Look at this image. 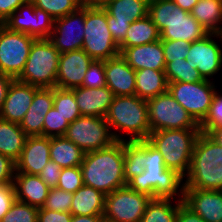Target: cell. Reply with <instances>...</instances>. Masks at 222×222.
<instances>
[{
	"mask_svg": "<svg viewBox=\"0 0 222 222\" xmlns=\"http://www.w3.org/2000/svg\"><path fill=\"white\" fill-rule=\"evenodd\" d=\"M83 184L105 195L127 185L124 176V141L87 152L80 165Z\"/></svg>",
	"mask_w": 222,
	"mask_h": 222,
	"instance_id": "6da1fadb",
	"label": "cell"
},
{
	"mask_svg": "<svg viewBox=\"0 0 222 222\" xmlns=\"http://www.w3.org/2000/svg\"><path fill=\"white\" fill-rule=\"evenodd\" d=\"M105 120L116 141L147 140L150 134L147 101L137 95L115 96Z\"/></svg>",
	"mask_w": 222,
	"mask_h": 222,
	"instance_id": "7a4b0ae2",
	"label": "cell"
},
{
	"mask_svg": "<svg viewBox=\"0 0 222 222\" xmlns=\"http://www.w3.org/2000/svg\"><path fill=\"white\" fill-rule=\"evenodd\" d=\"M184 188L222 191V146L207 133L195 142Z\"/></svg>",
	"mask_w": 222,
	"mask_h": 222,
	"instance_id": "3957f363",
	"label": "cell"
},
{
	"mask_svg": "<svg viewBox=\"0 0 222 222\" xmlns=\"http://www.w3.org/2000/svg\"><path fill=\"white\" fill-rule=\"evenodd\" d=\"M148 16L157 26L161 40L194 42L209 33L191 15L172 0H149Z\"/></svg>",
	"mask_w": 222,
	"mask_h": 222,
	"instance_id": "277c9868",
	"label": "cell"
},
{
	"mask_svg": "<svg viewBox=\"0 0 222 222\" xmlns=\"http://www.w3.org/2000/svg\"><path fill=\"white\" fill-rule=\"evenodd\" d=\"M201 129H171L151 132L147 141L164 158L165 166L183 178L188 174L195 142Z\"/></svg>",
	"mask_w": 222,
	"mask_h": 222,
	"instance_id": "5b68a950",
	"label": "cell"
},
{
	"mask_svg": "<svg viewBox=\"0 0 222 222\" xmlns=\"http://www.w3.org/2000/svg\"><path fill=\"white\" fill-rule=\"evenodd\" d=\"M60 54L49 39H36L17 80L39 88L56 87Z\"/></svg>",
	"mask_w": 222,
	"mask_h": 222,
	"instance_id": "8992f818",
	"label": "cell"
},
{
	"mask_svg": "<svg viewBox=\"0 0 222 222\" xmlns=\"http://www.w3.org/2000/svg\"><path fill=\"white\" fill-rule=\"evenodd\" d=\"M145 171L132 177L127 186L153 199L183 200L184 178L167 167H144Z\"/></svg>",
	"mask_w": 222,
	"mask_h": 222,
	"instance_id": "52a82bcc",
	"label": "cell"
},
{
	"mask_svg": "<svg viewBox=\"0 0 222 222\" xmlns=\"http://www.w3.org/2000/svg\"><path fill=\"white\" fill-rule=\"evenodd\" d=\"M93 60L105 61L120 54L108 27L102 7H86L85 33L82 48Z\"/></svg>",
	"mask_w": 222,
	"mask_h": 222,
	"instance_id": "ba28073f",
	"label": "cell"
},
{
	"mask_svg": "<svg viewBox=\"0 0 222 222\" xmlns=\"http://www.w3.org/2000/svg\"><path fill=\"white\" fill-rule=\"evenodd\" d=\"M150 133L171 129H200L199 124L167 91L147 101Z\"/></svg>",
	"mask_w": 222,
	"mask_h": 222,
	"instance_id": "9c48e42d",
	"label": "cell"
},
{
	"mask_svg": "<svg viewBox=\"0 0 222 222\" xmlns=\"http://www.w3.org/2000/svg\"><path fill=\"white\" fill-rule=\"evenodd\" d=\"M219 82L168 83V92L200 124L207 116Z\"/></svg>",
	"mask_w": 222,
	"mask_h": 222,
	"instance_id": "30bf717a",
	"label": "cell"
},
{
	"mask_svg": "<svg viewBox=\"0 0 222 222\" xmlns=\"http://www.w3.org/2000/svg\"><path fill=\"white\" fill-rule=\"evenodd\" d=\"M65 137L85 153L107 148L116 142L105 118L97 116L81 115L69 124Z\"/></svg>",
	"mask_w": 222,
	"mask_h": 222,
	"instance_id": "8fae6325",
	"label": "cell"
},
{
	"mask_svg": "<svg viewBox=\"0 0 222 222\" xmlns=\"http://www.w3.org/2000/svg\"><path fill=\"white\" fill-rule=\"evenodd\" d=\"M152 199L126 185L106 194L103 217L114 222H141Z\"/></svg>",
	"mask_w": 222,
	"mask_h": 222,
	"instance_id": "7c38bea8",
	"label": "cell"
},
{
	"mask_svg": "<svg viewBox=\"0 0 222 222\" xmlns=\"http://www.w3.org/2000/svg\"><path fill=\"white\" fill-rule=\"evenodd\" d=\"M36 38L9 30H0V72L17 79L24 70L31 46Z\"/></svg>",
	"mask_w": 222,
	"mask_h": 222,
	"instance_id": "4fadbf2b",
	"label": "cell"
},
{
	"mask_svg": "<svg viewBox=\"0 0 222 222\" xmlns=\"http://www.w3.org/2000/svg\"><path fill=\"white\" fill-rule=\"evenodd\" d=\"M222 34L209 33L202 39L190 43L187 61H191L205 80L216 82L222 72ZM221 70V71H220Z\"/></svg>",
	"mask_w": 222,
	"mask_h": 222,
	"instance_id": "5bb4252c",
	"label": "cell"
},
{
	"mask_svg": "<svg viewBox=\"0 0 222 222\" xmlns=\"http://www.w3.org/2000/svg\"><path fill=\"white\" fill-rule=\"evenodd\" d=\"M54 21L55 19L46 11L27 0L4 21V26L9 30L26 33L36 39H48L54 28Z\"/></svg>",
	"mask_w": 222,
	"mask_h": 222,
	"instance_id": "9a60e30c",
	"label": "cell"
},
{
	"mask_svg": "<svg viewBox=\"0 0 222 222\" xmlns=\"http://www.w3.org/2000/svg\"><path fill=\"white\" fill-rule=\"evenodd\" d=\"M86 7L55 19L53 31L48 38L60 52H69L83 48L85 33Z\"/></svg>",
	"mask_w": 222,
	"mask_h": 222,
	"instance_id": "2e32d148",
	"label": "cell"
},
{
	"mask_svg": "<svg viewBox=\"0 0 222 222\" xmlns=\"http://www.w3.org/2000/svg\"><path fill=\"white\" fill-rule=\"evenodd\" d=\"M93 61L83 49L61 53L56 87L62 89L81 87L87 69Z\"/></svg>",
	"mask_w": 222,
	"mask_h": 222,
	"instance_id": "e0dca14e",
	"label": "cell"
},
{
	"mask_svg": "<svg viewBox=\"0 0 222 222\" xmlns=\"http://www.w3.org/2000/svg\"><path fill=\"white\" fill-rule=\"evenodd\" d=\"M183 202L205 222H222V191L184 188Z\"/></svg>",
	"mask_w": 222,
	"mask_h": 222,
	"instance_id": "ac0fdd59",
	"label": "cell"
},
{
	"mask_svg": "<svg viewBox=\"0 0 222 222\" xmlns=\"http://www.w3.org/2000/svg\"><path fill=\"white\" fill-rule=\"evenodd\" d=\"M39 87L14 79L0 111V119L20 124L29 110L35 91Z\"/></svg>",
	"mask_w": 222,
	"mask_h": 222,
	"instance_id": "d6986e66",
	"label": "cell"
},
{
	"mask_svg": "<svg viewBox=\"0 0 222 222\" xmlns=\"http://www.w3.org/2000/svg\"><path fill=\"white\" fill-rule=\"evenodd\" d=\"M50 160V137H27L16 163V172L39 175Z\"/></svg>",
	"mask_w": 222,
	"mask_h": 222,
	"instance_id": "ffe728a7",
	"label": "cell"
},
{
	"mask_svg": "<svg viewBox=\"0 0 222 222\" xmlns=\"http://www.w3.org/2000/svg\"><path fill=\"white\" fill-rule=\"evenodd\" d=\"M119 50L120 56L135 71L140 69L165 70L166 63L161 39L140 46L119 48Z\"/></svg>",
	"mask_w": 222,
	"mask_h": 222,
	"instance_id": "44dd1931",
	"label": "cell"
},
{
	"mask_svg": "<svg viewBox=\"0 0 222 222\" xmlns=\"http://www.w3.org/2000/svg\"><path fill=\"white\" fill-rule=\"evenodd\" d=\"M107 87L115 96L136 95L135 70L120 56L104 61Z\"/></svg>",
	"mask_w": 222,
	"mask_h": 222,
	"instance_id": "7402d4cb",
	"label": "cell"
},
{
	"mask_svg": "<svg viewBox=\"0 0 222 222\" xmlns=\"http://www.w3.org/2000/svg\"><path fill=\"white\" fill-rule=\"evenodd\" d=\"M54 88H38L29 110L20 123L28 137L43 136L45 115L54 107Z\"/></svg>",
	"mask_w": 222,
	"mask_h": 222,
	"instance_id": "603a6c76",
	"label": "cell"
},
{
	"mask_svg": "<svg viewBox=\"0 0 222 222\" xmlns=\"http://www.w3.org/2000/svg\"><path fill=\"white\" fill-rule=\"evenodd\" d=\"M74 92L81 115L105 118L109 106L115 97L107 87L87 88L84 86L71 89Z\"/></svg>",
	"mask_w": 222,
	"mask_h": 222,
	"instance_id": "cb8c5ba5",
	"label": "cell"
},
{
	"mask_svg": "<svg viewBox=\"0 0 222 222\" xmlns=\"http://www.w3.org/2000/svg\"><path fill=\"white\" fill-rule=\"evenodd\" d=\"M13 184L16 200L37 208L44 206L50 188L38 175L15 172Z\"/></svg>",
	"mask_w": 222,
	"mask_h": 222,
	"instance_id": "d4e9b609",
	"label": "cell"
},
{
	"mask_svg": "<svg viewBox=\"0 0 222 222\" xmlns=\"http://www.w3.org/2000/svg\"><path fill=\"white\" fill-rule=\"evenodd\" d=\"M105 194L93 187L83 185L73 193L70 213L72 215H103Z\"/></svg>",
	"mask_w": 222,
	"mask_h": 222,
	"instance_id": "484cf974",
	"label": "cell"
},
{
	"mask_svg": "<svg viewBox=\"0 0 222 222\" xmlns=\"http://www.w3.org/2000/svg\"><path fill=\"white\" fill-rule=\"evenodd\" d=\"M136 95L146 101L168 91L164 71L140 69L135 71Z\"/></svg>",
	"mask_w": 222,
	"mask_h": 222,
	"instance_id": "4316f807",
	"label": "cell"
},
{
	"mask_svg": "<svg viewBox=\"0 0 222 222\" xmlns=\"http://www.w3.org/2000/svg\"><path fill=\"white\" fill-rule=\"evenodd\" d=\"M20 124L0 119V154L17 161L27 139Z\"/></svg>",
	"mask_w": 222,
	"mask_h": 222,
	"instance_id": "83f0119b",
	"label": "cell"
},
{
	"mask_svg": "<svg viewBox=\"0 0 222 222\" xmlns=\"http://www.w3.org/2000/svg\"><path fill=\"white\" fill-rule=\"evenodd\" d=\"M85 152L65 136L50 137V160L61 168L80 166Z\"/></svg>",
	"mask_w": 222,
	"mask_h": 222,
	"instance_id": "f1b7e54d",
	"label": "cell"
},
{
	"mask_svg": "<svg viewBox=\"0 0 222 222\" xmlns=\"http://www.w3.org/2000/svg\"><path fill=\"white\" fill-rule=\"evenodd\" d=\"M190 13L208 33L222 34V0H199Z\"/></svg>",
	"mask_w": 222,
	"mask_h": 222,
	"instance_id": "f546056e",
	"label": "cell"
},
{
	"mask_svg": "<svg viewBox=\"0 0 222 222\" xmlns=\"http://www.w3.org/2000/svg\"><path fill=\"white\" fill-rule=\"evenodd\" d=\"M149 0H109L102 8L115 20L132 22L148 15Z\"/></svg>",
	"mask_w": 222,
	"mask_h": 222,
	"instance_id": "4dcf8cb0",
	"label": "cell"
},
{
	"mask_svg": "<svg viewBox=\"0 0 222 222\" xmlns=\"http://www.w3.org/2000/svg\"><path fill=\"white\" fill-rule=\"evenodd\" d=\"M157 40H160V32L147 15L129 25L125 39L119 44V48L140 46Z\"/></svg>",
	"mask_w": 222,
	"mask_h": 222,
	"instance_id": "1f68e13d",
	"label": "cell"
},
{
	"mask_svg": "<svg viewBox=\"0 0 222 222\" xmlns=\"http://www.w3.org/2000/svg\"><path fill=\"white\" fill-rule=\"evenodd\" d=\"M183 200L152 199L141 222H175L179 204Z\"/></svg>",
	"mask_w": 222,
	"mask_h": 222,
	"instance_id": "d6a6232c",
	"label": "cell"
},
{
	"mask_svg": "<svg viewBox=\"0 0 222 222\" xmlns=\"http://www.w3.org/2000/svg\"><path fill=\"white\" fill-rule=\"evenodd\" d=\"M145 171L143 162V140L124 141V176L126 183Z\"/></svg>",
	"mask_w": 222,
	"mask_h": 222,
	"instance_id": "836d02e7",
	"label": "cell"
},
{
	"mask_svg": "<svg viewBox=\"0 0 222 222\" xmlns=\"http://www.w3.org/2000/svg\"><path fill=\"white\" fill-rule=\"evenodd\" d=\"M191 63L184 59L168 62L164 70L168 83H193L204 80Z\"/></svg>",
	"mask_w": 222,
	"mask_h": 222,
	"instance_id": "e575fe53",
	"label": "cell"
},
{
	"mask_svg": "<svg viewBox=\"0 0 222 222\" xmlns=\"http://www.w3.org/2000/svg\"><path fill=\"white\" fill-rule=\"evenodd\" d=\"M53 106L69 124L81 116L74 92L71 89L54 87Z\"/></svg>",
	"mask_w": 222,
	"mask_h": 222,
	"instance_id": "d590c367",
	"label": "cell"
},
{
	"mask_svg": "<svg viewBox=\"0 0 222 222\" xmlns=\"http://www.w3.org/2000/svg\"><path fill=\"white\" fill-rule=\"evenodd\" d=\"M34 6L46 11L53 19L66 16L81 7L80 0H30Z\"/></svg>",
	"mask_w": 222,
	"mask_h": 222,
	"instance_id": "8d00e7d4",
	"label": "cell"
},
{
	"mask_svg": "<svg viewBox=\"0 0 222 222\" xmlns=\"http://www.w3.org/2000/svg\"><path fill=\"white\" fill-rule=\"evenodd\" d=\"M39 208L15 200L1 222H38Z\"/></svg>",
	"mask_w": 222,
	"mask_h": 222,
	"instance_id": "74e56055",
	"label": "cell"
},
{
	"mask_svg": "<svg viewBox=\"0 0 222 222\" xmlns=\"http://www.w3.org/2000/svg\"><path fill=\"white\" fill-rule=\"evenodd\" d=\"M69 126L68 121L63 118L57 109L52 107L45 115L43 124V136L44 137H59L65 136L67 128Z\"/></svg>",
	"mask_w": 222,
	"mask_h": 222,
	"instance_id": "f35d334b",
	"label": "cell"
},
{
	"mask_svg": "<svg viewBox=\"0 0 222 222\" xmlns=\"http://www.w3.org/2000/svg\"><path fill=\"white\" fill-rule=\"evenodd\" d=\"M201 132L209 133L212 129L222 127V92L218 88L212 99L206 118L199 124Z\"/></svg>",
	"mask_w": 222,
	"mask_h": 222,
	"instance_id": "ab89813d",
	"label": "cell"
},
{
	"mask_svg": "<svg viewBox=\"0 0 222 222\" xmlns=\"http://www.w3.org/2000/svg\"><path fill=\"white\" fill-rule=\"evenodd\" d=\"M72 199L73 193L58 188H51L43 208L52 211L70 212Z\"/></svg>",
	"mask_w": 222,
	"mask_h": 222,
	"instance_id": "60d3db41",
	"label": "cell"
},
{
	"mask_svg": "<svg viewBox=\"0 0 222 222\" xmlns=\"http://www.w3.org/2000/svg\"><path fill=\"white\" fill-rule=\"evenodd\" d=\"M83 185L80 166L61 168V174L57 184L58 189L74 193Z\"/></svg>",
	"mask_w": 222,
	"mask_h": 222,
	"instance_id": "b9f144b4",
	"label": "cell"
},
{
	"mask_svg": "<svg viewBox=\"0 0 222 222\" xmlns=\"http://www.w3.org/2000/svg\"><path fill=\"white\" fill-rule=\"evenodd\" d=\"M163 46V53L165 63L171 61H178L181 59L186 60L188 55V50L190 47V42L183 40H161Z\"/></svg>",
	"mask_w": 222,
	"mask_h": 222,
	"instance_id": "7bdbcfd3",
	"label": "cell"
},
{
	"mask_svg": "<svg viewBox=\"0 0 222 222\" xmlns=\"http://www.w3.org/2000/svg\"><path fill=\"white\" fill-rule=\"evenodd\" d=\"M106 85L104 61L94 60L87 69L81 86L87 88H99L105 87Z\"/></svg>",
	"mask_w": 222,
	"mask_h": 222,
	"instance_id": "ee69618b",
	"label": "cell"
},
{
	"mask_svg": "<svg viewBox=\"0 0 222 222\" xmlns=\"http://www.w3.org/2000/svg\"><path fill=\"white\" fill-rule=\"evenodd\" d=\"M144 167H166L161 153L147 140H143Z\"/></svg>",
	"mask_w": 222,
	"mask_h": 222,
	"instance_id": "f6af8a7d",
	"label": "cell"
},
{
	"mask_svg": "<svg viewBox=\"0 0 222 222\" xmlns=\"http://www.w3.org/2000/svg\"><path fill=\"white\" fill-rule=\"evenodd\" d=\"M16 200L14 184L0 185V222Z\"/></svg>",
	"mask_w": 222,
	"mask_h": 222,
	"instance_id": "bcb514c9",
	"label": "cell"
},
{
	"mask_svg": "<svg viewBox=\"0 0 222 222\" xmlns=\"http://www.w3.org/2000/svg\"><path fill=\"white\" fill-rule=\"evenodd\" d=\"M15 172V161L0 154V185L13 184Z\"/></svg>",
	"mask_w": 222,
	"mask_h": 222,
	"instance_id": "7dc6e473",
	"label": "cell"
},
{
	"mask_svg": "<svg viewBox=\"0 0 222 222\" xmlns=\"http://www.w3.org/2000/svg\"><path fill=\"white\" fill-rule=\"evenodd\" d=\"M61 174V167L49 160L43 170L39 173V177L51 188H57L59 177Z\"/></svg>",
	"mask_w": 222,
	"mask_h": 222,
	"instance_id": "c3c4849f",
	"label": "cell"
},
{
	"mask_svg": "<svg viewBox=\"0 0 222 222\" xmlns=\"http://www.w3.org/2000/svg\"><path fill=\"white\" fill-rule=\"evenodd\" d=\"M106 19L112 37L114 41L119 45L125 39L130 24L126 21L115 20V18L109 15L107 12Z\"/></svg>",
	"mask_w": 222,
	"mask_h": 222,
	"instance_id": "681fc988",
	"label": "cell"
},
{
	"mask_svg": "<svg viewBox=\"0 0 222 222\" xmlns=\"http://www.w3.org/2000/svg\"><path fill=\"white\" fill-rule=\"evenodd\" d=\"M70 212L46 210L43 207L38 210V222H71Z\"/></svg>",
	"mask_w": 222,
	"mask_h": 222,
	"instance_id": "f907efd6",
	"label": "cell"
},
{
	"mask_svg": "<svg viewBox=\"0 0 222 222\" xmlns=\"http://www.w3.org/2000/svg\"><path fill=\"white\" fill-rule=\"evenodd\" d=\"M175 222H205V221L182 201L179 204Z\"/></svg>",
	"mask_w": 222,
	"mask_h": 222,
	"instance_id": "816d5d0a",
	"label": "cell"
},
{
	"mask_svg": "<svg viewBox=\"0 0 222 222\" xmlns=\"http://www.w3.org/2000/svg\"><path fill=\"white\" fill-rule=\"evenodd\" d=\"M27 0H0V23L4 21Z\"/></svg>",
	"mask_w": 222,
	"mask_h": 222,
	"instance_id": "f5cc1de1",
	"label": "cell"
},
{
	"mask_svg": "<svg viewBox=\"0 0 222 222\" xmlns=\"http://www.w3.org/2000/svg\"><path fill=\"white\" fill-rule=\"evenodd\" d=\"M13 80V77L0 72V111L3 108L4 101L9 91V86Z\"/></svg>",
	"mask_w": 222,
	"mask_h": 222,
	"instance_id": "db71d44e",
	"label": "cell"
},
{
	"mask_svg": "<svg viewBox=\"0 0 222 222\" xmlns=\"http://www.w3.org/2000/svg\"><path fill=\"white\" fill-rule=\"evenodd\" d=\"M103 215H72L71 222H100Z\"/></svg>",
	"mask_w": 222,
	"mask_h": 222,
	"instance_id": "11a10c76",
	"label": "cell"
},
{
	"mask_svg": "<svg viewBox=\"0 0 222 222\" xmlns=\"http://www.w3.org/2000/svg\"><path fill=\"white\" fill-rule=\"evenodd\" d=\"M176 5H178L182 10L191 12L195 4L199 0H172Z\"/></svg>",
	"mask_w": 222,
	"mask_h": 222,
	"instance_id": "9f6ffc18",
	"label": "cell"
},
{
	"mask_svg": "<svg viewBox=\"0 0 222 222\" xmlns=\"http://www.w3.org/2000/svg\"><path fill=\"white\" fill-rule=\"evenodd\" d=\"M109 0H80L83 7H103Z\"/></svg>",
	"mask_w": 222,
	"mask_h": 222,
	"instance_id": "6f0895ef",
	"label": "cell"
},
{
	"mask_svg": "<svg viewBox=\"0 0 222 222\" xmlns=\"http://www.w3.org/2000/svg\"><path fill=\"white\" fill-rule=\"evenodd\" d=\"M208 135L222 146V127L212 129Z\"/></svg>",
	"mask_w": 222,
	"mask_h": 222,
	"instance_id": "680465c9",
	"label": "cell"
},
{
	"mask_svg": "<svg viewBox=\"0 0 222 222\" xmlns=\"http://www.w3.org/2000/svg\"><path fill=\"white\" fill-rule=\"evenodd\" d=\"M100 222H114V221H111V220H108V219H105L104 217L101 219Z\"/></svg>",
	"mask_w": 222,
	"mask_h": 222,
	"instance_id": "91938a15",
	"label": "cell"
},
{
	"mask_svg": "<svg viewBox=\"0 0 222 222\" xmlns=\"http://www.w3.org/2000/svg\"><path fill=\"white\" fill-rule=\"evenodd\" d=\"M3 25H4V23H0V30H1V28H2Z\"/></svg>",
	"mask_w": 222,
	"mask_h": 222,
	"instance_id": "94428289",
	"label": "cell"
}]
</instances>
